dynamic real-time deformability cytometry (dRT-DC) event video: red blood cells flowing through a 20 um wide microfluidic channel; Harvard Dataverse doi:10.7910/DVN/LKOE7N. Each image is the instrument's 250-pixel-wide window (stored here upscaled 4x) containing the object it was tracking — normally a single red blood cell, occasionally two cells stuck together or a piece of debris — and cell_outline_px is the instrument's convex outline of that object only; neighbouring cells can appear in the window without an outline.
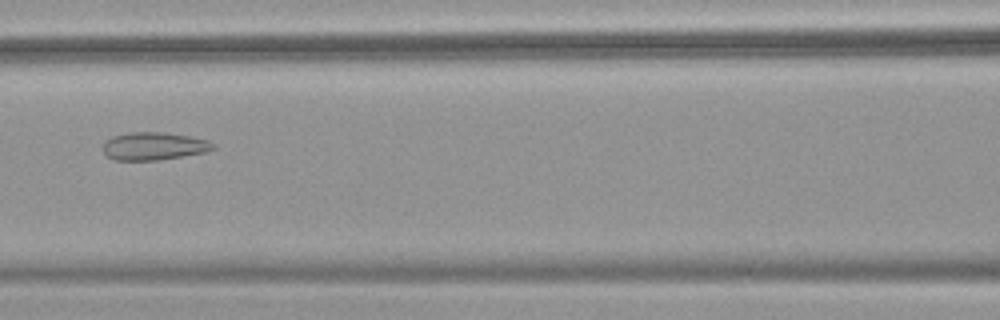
{"species": "common noctule bat (a hibernating species)", "species_latin": "Nyctalus noctula", "temperature_condition": "warm", "stored_images_in_passage": 54, "camera_frame_rate_fps": 3000, "um_per_image_px": 0.085, "animal": {"sex": "female", "body_mass_g": 18.4}, "frame": {"image": 1, "passage_image": 25, "time_ms": 8.0, "image_size_px": [1000, 320], "cell_outline_px": [[216, 148], [204, 152], [156, 160], [116, 160], [108, 156], [104, 152], [104, 140], [112, 136], [128, 132], [164, 132], [188, 136], [208, 140], [216, 144]], "centroid_in_image_um": [13.07, 12.4], "position_along_channel_um": 153.5, "area_um2": 17.74}}
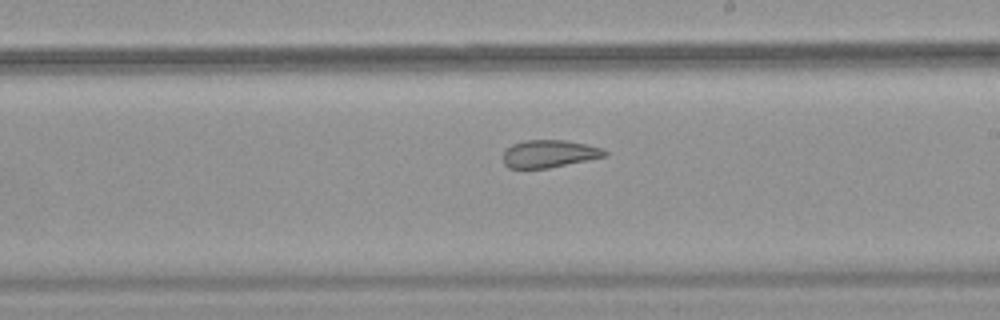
{"frame": {"image": 2, "passage_image": 32, "time_ms": 10.333, "image_size_px": [1000, 320], "cell_outline_px": [[608, 156], [548, 168], [508, 168], [504, 164], [504, 152], [512, 144], [524, 140], [564, 140], [604, 148], [608, 152]], "centroid_in_image_um": [46.71, 13.07], "position_along_channel_um": 242.3, "area_um2": 16.3}}
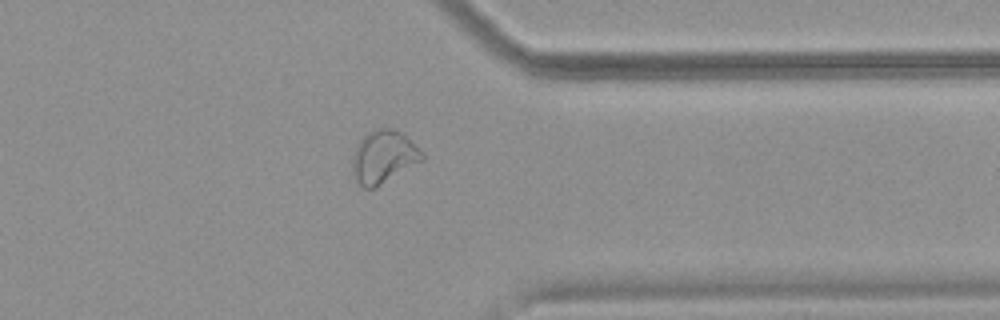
{"frame": {"image": 3, "passage_image": 43, "time_ms": 14.0, "image_size_px": [1000, 320], "cell_outline_px": [[424, 160], [372, 188], [364, 188], [352, 176], [352, 160], [356, 144], [368, 132], [376, 128], [392, 128], [400, 132], [424, 152]], "centroid_in_image_um": [32.59, 13.31], "position_along_channel_um": 378.8, "area_um2": 21.21}, "authors_computed_cell_mechanics": {"area_um2": 22.8888, "velocity_mm_per_s": 3.8314, "shape_relaxation_time_tau1_ms": null, "shape_relaxation_time_tau2_ms": 1.3395, "deformation_change_tau1": null, "deformation_change_tau2": 0.0792}}